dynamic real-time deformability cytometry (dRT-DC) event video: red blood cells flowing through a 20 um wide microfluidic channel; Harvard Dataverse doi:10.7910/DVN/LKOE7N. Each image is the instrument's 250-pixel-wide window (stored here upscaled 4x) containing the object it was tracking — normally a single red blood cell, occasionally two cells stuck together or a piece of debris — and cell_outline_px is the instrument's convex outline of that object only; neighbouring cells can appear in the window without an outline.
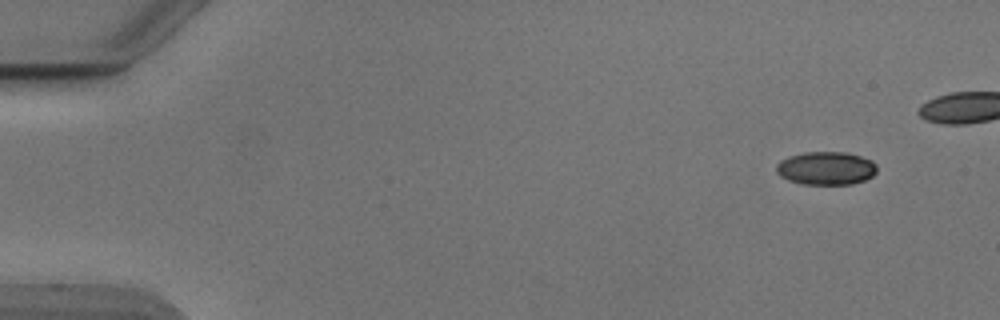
{"species": "Egyptian fruit bat (a non-hibernating species)", "species_latin": "Rousettus aegyptiacus", "temperature_condition": "cold", "stored_images_in_passage": 43, "camera_frame_rate_fps": 3000, "um_per_image_px": 0.085, "animal": {"sex": "male"}, "frame": {"image": 1, "passage_image": 1, "time_ms": 0.0, "image_size_px": [1000, 320], "cell_outline_px": [[876, 172], [872, 176], [864, 180], [852, 184], [804, 184], [788, 180], [780, 176], [776, 172], [776, 164], [780, 160], [788, 156], [804, 152], [848, 152], [872, 160], [876, 164]], "centroid_in_image_um": [70.2, 14.29], "position_along_channel_um": 14.8, "area_um2": 19.59}}
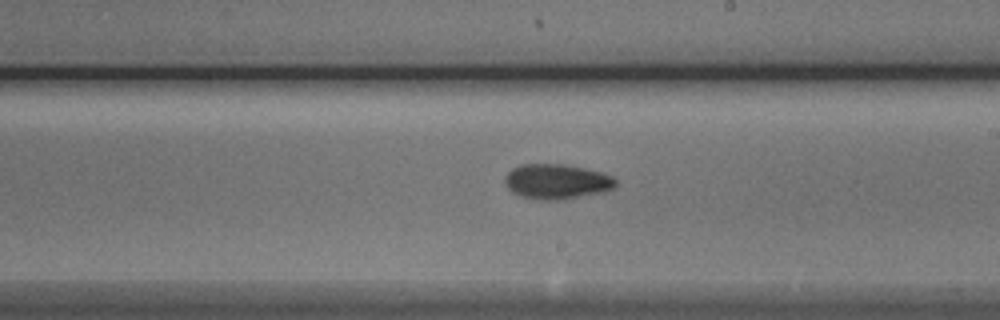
{"frame": {"image": 2, "passage_image": 28, "time_ms": 9.0, "image_size_px": [1000, 320], "cell_outline_px": [[616, 184], [612, 188], [600, 192], [564, 200], [544, 200], [520, 196], [512, 192], [508, 188], [504, 180], [504, 176], [512, 168], [520, 164], [564, 164], [584, 168], [600, 172], [612, 176], [616, 180]], "centroid_in_image_um": [47.28, 15.43], "position_along_channel_um": 241.7, "area_um2": 22.54}}
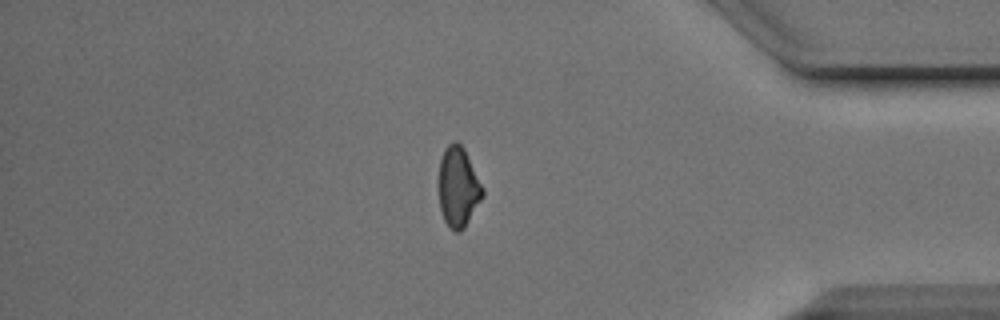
{"frame": {"image": 3, "passage_image": 42, "time_ms": 13.667, "image_size_px": [1000, 320], "cell_outline_px": [[484, 196], [464, 228], [460, 232], [456, 232], [444, 220], [440, 208], [440, 160], [444, 148], [452, 140], [456, 140], [464, 148], [484, 188]], "centroid_in_image_um": [38.97, 15.87], "position_along_channel_um": 396.2, "area_um2": 20.35}}